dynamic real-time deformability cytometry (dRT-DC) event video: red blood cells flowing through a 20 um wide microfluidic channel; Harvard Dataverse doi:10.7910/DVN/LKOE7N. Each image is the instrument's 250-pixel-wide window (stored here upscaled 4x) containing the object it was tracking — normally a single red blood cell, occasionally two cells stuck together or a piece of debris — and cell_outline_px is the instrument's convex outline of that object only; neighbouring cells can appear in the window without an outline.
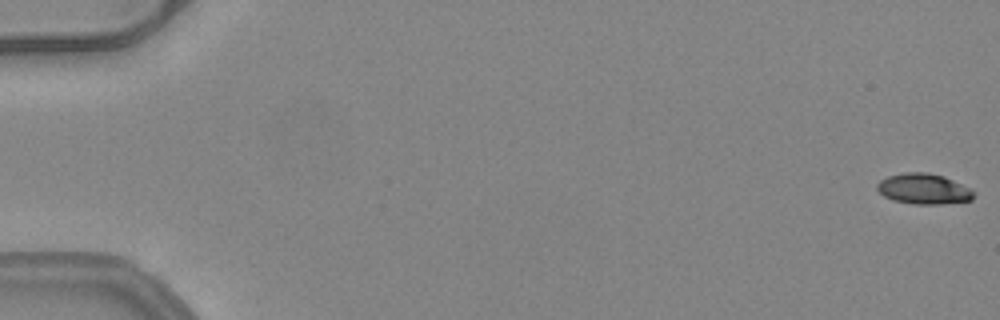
{"species": "common noctule bat (a hibernating species)", "species_latin": "Nyctalus noctula", "temperature_condition": "warm", "stored_images_in_passage": 53, "camera_frame_rate_fps": 3000, "um_per_image_px": 0.085, "animal": {"sex": "female", "body_mass_g": 24.6, "forearm_length_mm": 56.2}, "frame": {"image": 1, "passage_image": 1, "time_ms": 0.0, "image_size_px": [1000, 320], "cell_outline_px": [[972, 200], [940, 204], [912, 204], [892, 200], [884, 196], [876, 188], [876, 184], [880, 180], [888, 176], [904, 172], [928, 172], [944, 176], [968, 188], [972, 192]], "centroid_in_image_um": [78.45, 16.05], "position_along_channel_um": 6.6, "area_um2": 17.05}}
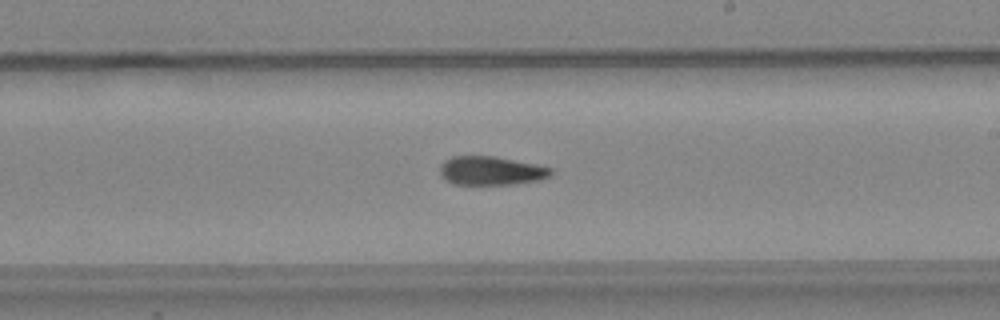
{"frame": {"image": 2, "passage_image": 32, "time_ms": 10.333, "image_size_px": [1000, 320], "cell_outline_px": [[552, 172], [548, 176], [540, 180], [512, 184], [452, 184], [444, 180], [440, 176], [440, 164], [444, 160], [452, 156], [496, 156], [552, 168]], "centroid_in_image_um": [41.67, 14.51], "position_along_channel_um": 247.3, "area_um2": 18.61}}
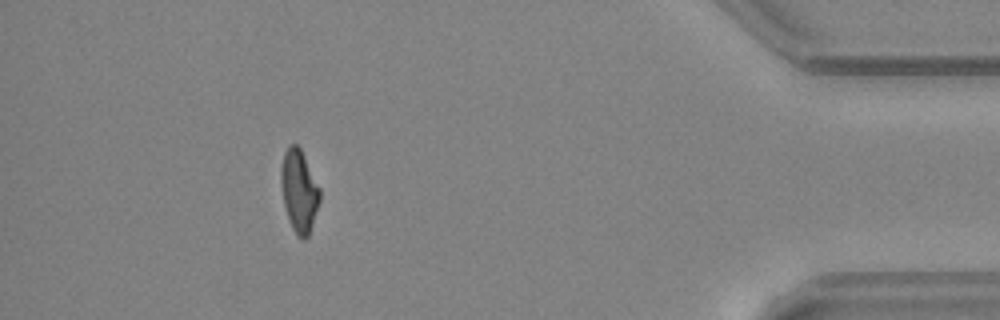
{"frame": {"image": 3, "passage_image": 48, "time_ms": 15.667, "image_size_px": [1000, 320], "cell_outline_px": [[320, 200], [308, 236], [304, 240], [296, 236], [292, 228], [284, 204], [280, 184], [280, 168], [284, 152], [288, 144], [296, 144], [300, 148], [320, 188]], "centroid_in_image_um": [25.4, 16.21], "position_along_channel_um": 409.8, "area_um2": 18.61}, "authors_computed_cell_mechanics": {"area_um2": 18.8428, "velocity_mm_per_s": 4.0256, "shape_relaxation_time_tau1_ms": null, "shape_relaxation_time_tau2_ms": 4.932, "deformation_change_tau1": null, "deformation_change_tau2": 0.1373}}